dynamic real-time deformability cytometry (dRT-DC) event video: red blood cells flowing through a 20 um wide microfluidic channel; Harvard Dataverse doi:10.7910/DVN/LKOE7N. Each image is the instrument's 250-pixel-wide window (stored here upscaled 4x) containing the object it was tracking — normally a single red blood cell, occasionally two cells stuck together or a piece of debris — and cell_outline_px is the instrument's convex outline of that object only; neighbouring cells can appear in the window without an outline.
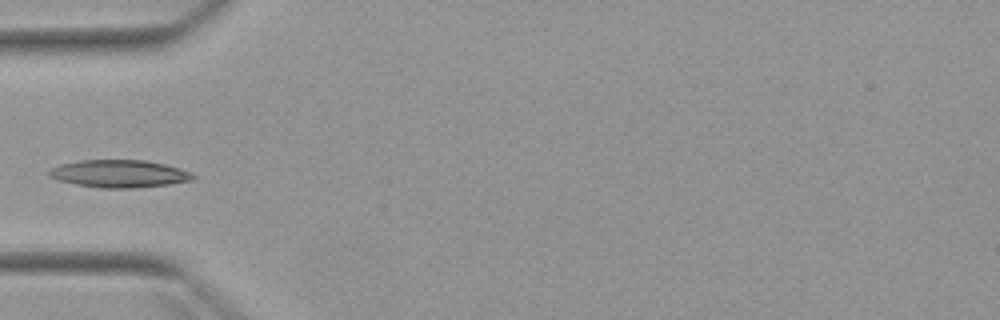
{"species": "Egyptian fruit bat (a non-hibernating species)", "species_latin": "Rousettus aegyptiacus", "temperature_condition": "warm", "stored_images_in_passage": 6, "camera_frame_rate_fps": 3000, "um_per_image_px": 0.085, "animal": {"sex": "female"}, "frame": {"image": 1, "passage_image": 5, "time_ms": 5.0, "image_size_px": [1000, 320], "cell_outline_px": [[196, 176], [192, 180], [168, 184], [132, 188], [100, 188], [76, 184], [60, 180], [48, 176], [48, 172], [52, 168], [60, 164], [80, 160], [144, 160], [164, 164], [180, 168], [192, 172]], "centroid_in_image_um": [10.15, 14.76], "position_along_channel_um": 74.9, "area_um2": 23.0}}
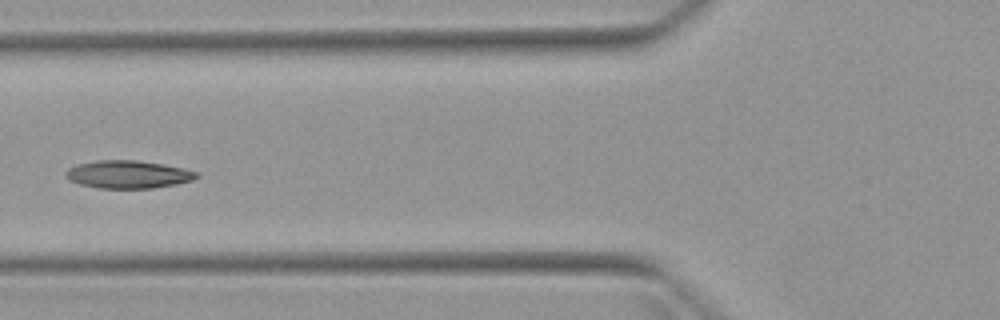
{"frame": {"image": 2, "passage_image": 6, "time_ms": 6.0, "image_size_px": [1000, 320], "cell_outline_px": [[200, 176], [192, 180], [176, 184], [152, 188], [100, 188], [80, 184], [68, 180], [64, 176], [64, 172], [68, 168], [76, 164], [96, 160], [136, 160], [164, 164], [184, 168], [200, 172]], "centroid_in_image_um": [10.88, 14.81], "position_along_channel_um": 114.9, "area_um2": 21.44}}